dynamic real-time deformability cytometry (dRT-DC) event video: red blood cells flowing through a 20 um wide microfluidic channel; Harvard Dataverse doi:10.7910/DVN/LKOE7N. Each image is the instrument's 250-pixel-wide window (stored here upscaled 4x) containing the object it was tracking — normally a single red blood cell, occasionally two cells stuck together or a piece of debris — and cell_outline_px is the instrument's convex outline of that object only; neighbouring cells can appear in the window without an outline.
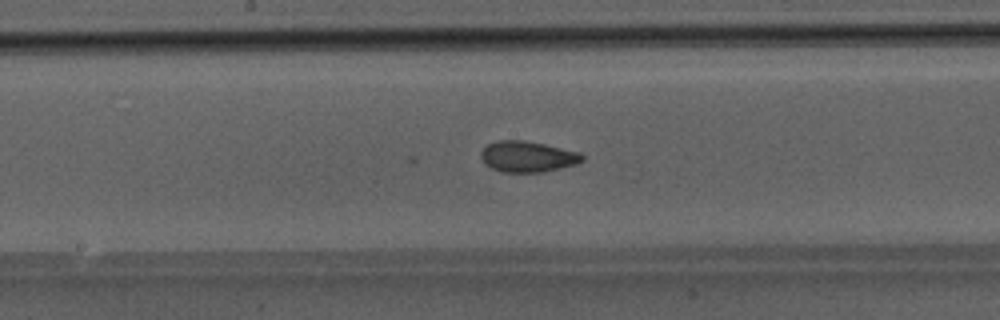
{"species": "Egyptian fruit bat (a non-hibernating species)", "species_latin": "Rousettus aegyptiacus", "temperature_condition": "room temperature", "stored_images_in_passage": 44, "segment_of_instrument_passage": [1, 2], "camera_frame_rate_fps": 3000, "um_per_image_px": 0.085, "animal": {"sex": "male"}, "frame": {"image": 1, "passage_image": 20, "time_ms": 6.333, "image_size_px": [1000, 320], "cell_outline_px": [[584, 160], [576, 164], [544, 172], [500, 172], [484, 164], [480, 156], [480, 152], [488, 144], [500, 140], [524, 140], [544, 144], [580, 152], [584, 156]], "centroid_in_image_um": [44.84, 13.32], "position_along_channel_um": 203.4, "area_um2": 18.32}}
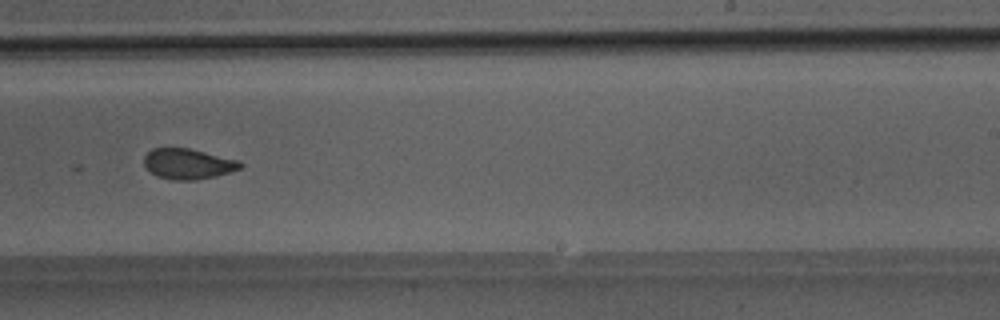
{"frame": {"image": 2, "passage_image": 25, "time_ms": 8.0, "image_size_px": [1000, 320], "cell_outline_px": [[244, 164], [240, 168], [232, 172], [216, 176], [196, 180], [172, 180], [156, 176], [144, 164], [144, 156], [152, 148], [188, 148], [240, 160]], "centroid_in_image_um": [16.01, 13.93], "position_along_channel_um": 273.0, "area_um2": 17.17}}
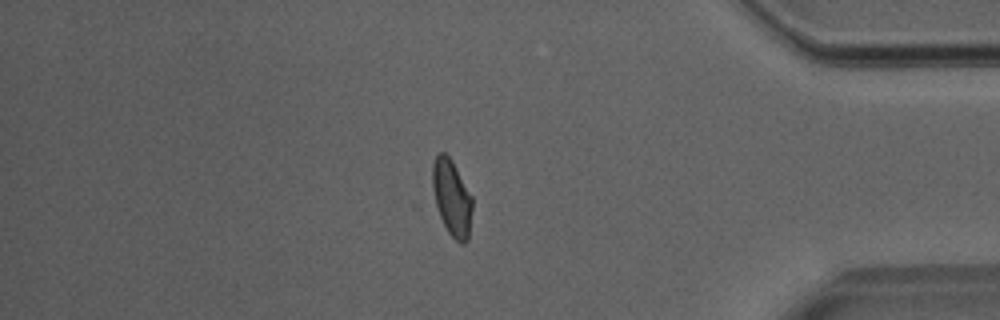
{"frame": {"image": 3, "passage_image": 36, "time_ms": 11.667, "image_size_px": [1000, 320], "cell_outline_px": [[472, 208], [468, 240], [464, 244], [460, 244], [448, 232], [432, 204], [432, 164], [436, 156], [440, 152], [444, 152], [452, 160], [472, 196]], "centroid_in_image_um": [38.37, 16.83], "position_along_channel_um": 396.8, "area_um2": 18.15}}